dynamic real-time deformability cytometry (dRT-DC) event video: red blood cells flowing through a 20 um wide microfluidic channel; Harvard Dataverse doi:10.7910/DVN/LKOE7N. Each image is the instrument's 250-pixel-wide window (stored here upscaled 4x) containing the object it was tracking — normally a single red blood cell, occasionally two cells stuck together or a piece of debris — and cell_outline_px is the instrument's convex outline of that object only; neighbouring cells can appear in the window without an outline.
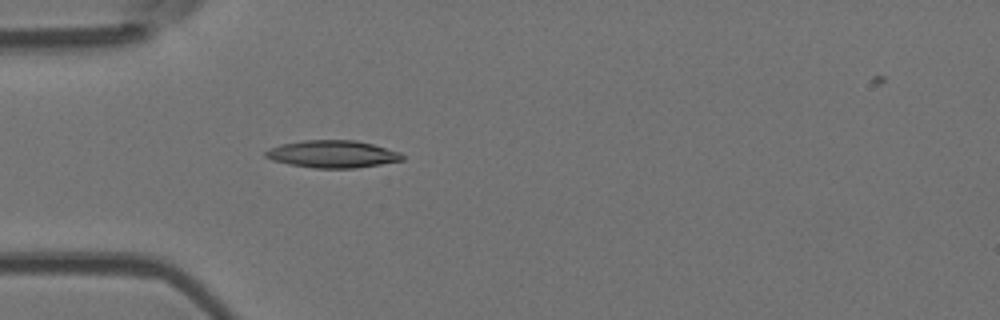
{"species": "Egyptian fruit bat (a non-hibernating species)", "species_latin": "Rousettus aegyptiacus", "temperature_condition": "room temperature", "stored_images_in_passage": 4, "camera_frame_rate_fps": 3000, "um_per_image_px": 0.085, "animal": {"sex": "female"}, "frame": {"image": 1, "passage_image": 4, "time_ms": 3.667, "image_size_px": [1000, 320], "cell_outline_px": [[404, 160], [356, 168], [312, 168], [288, 164], [272, 160], [264, 156], [264, 152], [280, 144], [304, 140], [356, 140], [372, 144], [400, 152], [404, 156]], "centroid_in_image_um": [28.26, 13.1], "position_along_channel_um": 56.7, "area_um2": 21.79}}